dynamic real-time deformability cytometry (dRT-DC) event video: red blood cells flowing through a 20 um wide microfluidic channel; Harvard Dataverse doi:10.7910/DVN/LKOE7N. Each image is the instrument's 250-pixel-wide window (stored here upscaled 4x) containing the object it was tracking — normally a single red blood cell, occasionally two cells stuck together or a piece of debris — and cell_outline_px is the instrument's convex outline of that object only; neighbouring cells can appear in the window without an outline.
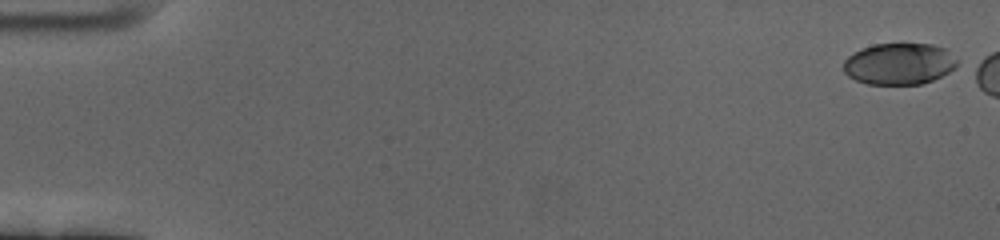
{"species": "human", "species_latin": "Homo sapiens", "temperature_condition": "cold", "stored_images_in_passage": 8, "camera_frame_rate_fps": 3000, "um_per_image_px": 0.085, "donor": {"sex": "female"}, "frame": {"image": 1, "passage_image": 1, "time_ms": 0.0, "image_size_px": [1000, 240], "cell_outline_px": [[956, 68], [932, 80], [920, 84], [868, 84], [856, 80], [848, 76], [844, 72], [844, 60], [848, 56], [860, 48], [872, 44], [932, 44], [948, 48], [956, 60]], "centroid_in_image_um": [76.42, 5.41], "position_along_channel_um": 8.6, "area_um2": 27.57}}